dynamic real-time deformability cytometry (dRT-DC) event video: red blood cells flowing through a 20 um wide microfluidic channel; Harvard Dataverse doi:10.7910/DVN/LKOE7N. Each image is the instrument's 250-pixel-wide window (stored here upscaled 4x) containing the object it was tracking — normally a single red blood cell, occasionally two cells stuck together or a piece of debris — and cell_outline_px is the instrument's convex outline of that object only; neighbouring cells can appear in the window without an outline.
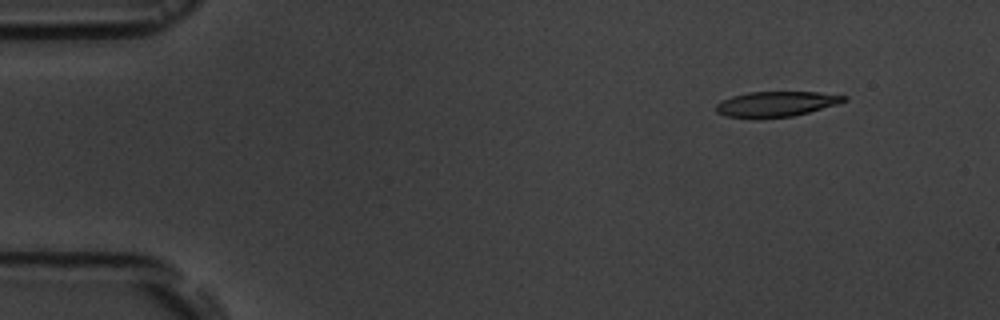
{"species": "common noctule bat (a hibernating species)", "species_latin": "Nyctalus noctula", "temperature_condition": "room temperature", "stored_images_in_passage": 6, "camera_frame_rate_fps": 3000, "um_per_image_px": 0.085, "animal": {"sex": "male", "body_mass_g": 19.5, "forearm_length_mm": 54.6}, "frame": {"image": 1, "passage_image": 2, "time_ms": 1.0, "image_size_px": [1000, 320], "cell_outline_px": [[848, 100], [840, 104], [792, 116], [752, 120], [724, 116], [716, 112], [716, 104], [720, 100], [732, 96], [748, 92], [816, 92], [848, 96]], "centroid_in_image_um": [65.93, 8.86], "position_along_channel_um": 19.1, "area_um2": 19.36}}
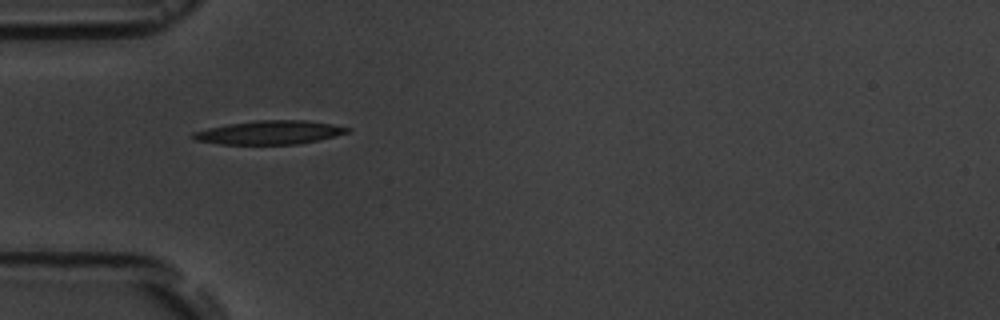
{"frame": {"image": 2, "passage_image": 5, "time_ms": 4.667, "image_size_px": [1000, 320], "cell_outline_px": [[352, 132], [300, 144], [220, 144], [192, 140], [192, 132], [208, 128], [228, 124], [256, 120], [304, 120], [332, 124], [352, 128]], "centroid_in_image_um": [22.92, 11.26], "position_along_channel_um": 62.1, "area_um2": 21.39}}
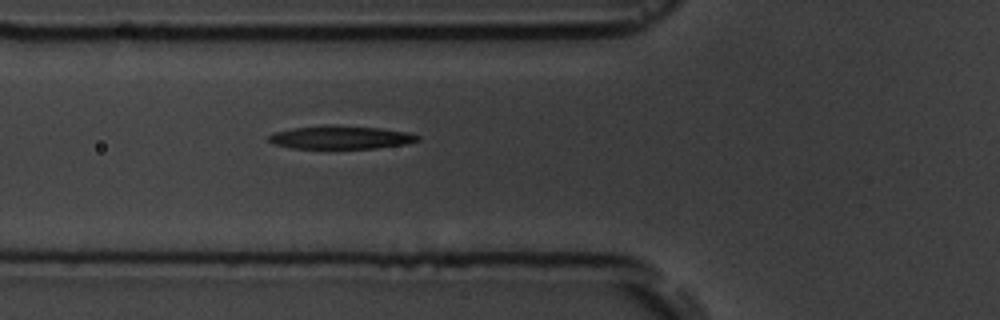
{"frame": {"image": 3, "passage_image": 6, "time_ms": 5.667, "image_size_px": [1000, 320], "cell_outline_px": [[420, 140], [408, 144], [376, 148], [292, 148], [272, 144], [268, 140], [268, 136], [272, 132], [292, 128], [324, 124], [336, 124], [380, 128], [408, 132], [420, 136]], "centroid_in_image_um": [28.94, 11.66], "position_along_channel_um": 96.9, "area_um2": 20.58}}